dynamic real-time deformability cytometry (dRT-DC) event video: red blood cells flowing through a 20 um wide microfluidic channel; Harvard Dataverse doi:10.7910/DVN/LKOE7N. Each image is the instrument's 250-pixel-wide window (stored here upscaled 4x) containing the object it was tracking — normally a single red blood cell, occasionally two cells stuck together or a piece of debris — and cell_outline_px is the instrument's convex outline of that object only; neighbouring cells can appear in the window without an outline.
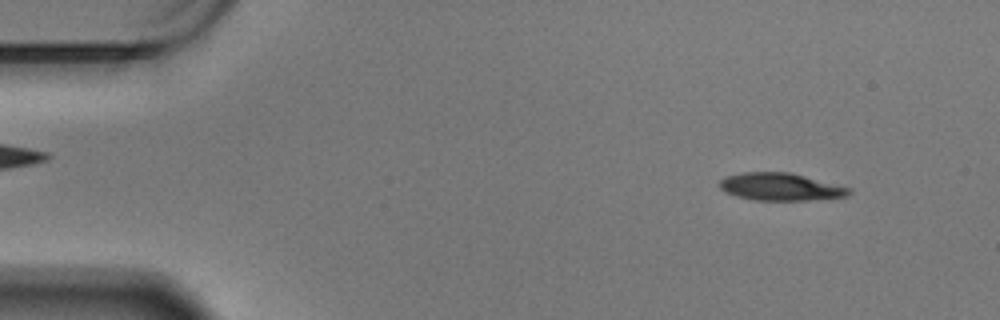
{"species": "Egyptian fruit bat (a non-hibernating species)", "species_latin": "Rousettus aegyptiacus", "temperature_condition": "warm", "stored_images_in_passage": 58, "camera_frame_rate_fps": 3000, "um_per_image_px": 0.085, "animal": {"sex": "male"}, "frame": {"image": 1, "passage_image": 5, "time_ms": 1.333, "image_size_px": [1000, 320], "cell_outline_px": [[852, 192], [848, 196], [808, 200], [756, 200], [736, 196], [724, 192], [720, 188], [720, 180], [724, 176], [744, 172], [792, 172], [852, 188]], "centroid_in_image_um": [66.36, 15.87], "position_along_channel_um": 18.6, "area_um2": 20.92}}
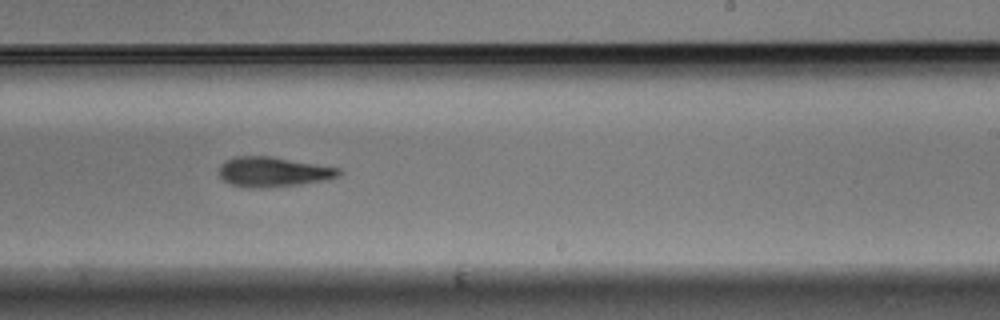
{"frame": {"image": 2, "passage_image": 35, "time_ms": 11.333, "image_size_px": [1000, 320], "cell_outline_px": [[344, 172], [340, 176], [328, 180], [300, 184], [260, 188], [248, 188], [232, 184], [224, 180], [220, 176], [220, 164], [224, 160], [236, 156], [272, 156], [340, 168]], "centroid_in_image_um": [23.26, 14.6], "position_along_channel_um": 265.7, "area_um2": 21.04}}
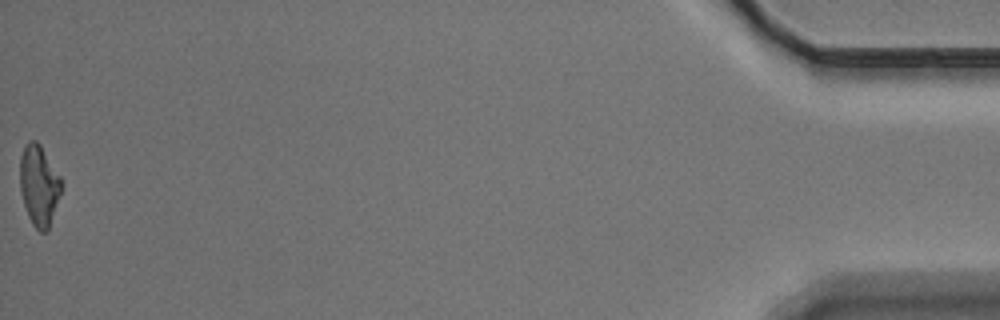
{"frame": {"image": 3, "passage_image": 58, "time_ms": 19.0, "image_size_px": [1000, 320], "cell_outline_px": [[60, 192], [48, 232], [40, 232], [32, 224], [28, 216], [20, 192], [20, 156], [28, 140], [36, 140], [40, 144], [60, 176]], "centroid_in_image_um": [3.29, 15.76], "position_along_channel_um": 431.9, "area_um2": 19.25}, "authors_computed_cell_mechanics": {"area_um2": 21.1548, "velocity_mm_per_s": 3.4258, "shape_relaxation_time_tau1_ms": 4.5223, "shape_relaxation_time_tau2_ms": null, "deformation_change_tau1": 0.1449, "deformation_change_tau2": null}}